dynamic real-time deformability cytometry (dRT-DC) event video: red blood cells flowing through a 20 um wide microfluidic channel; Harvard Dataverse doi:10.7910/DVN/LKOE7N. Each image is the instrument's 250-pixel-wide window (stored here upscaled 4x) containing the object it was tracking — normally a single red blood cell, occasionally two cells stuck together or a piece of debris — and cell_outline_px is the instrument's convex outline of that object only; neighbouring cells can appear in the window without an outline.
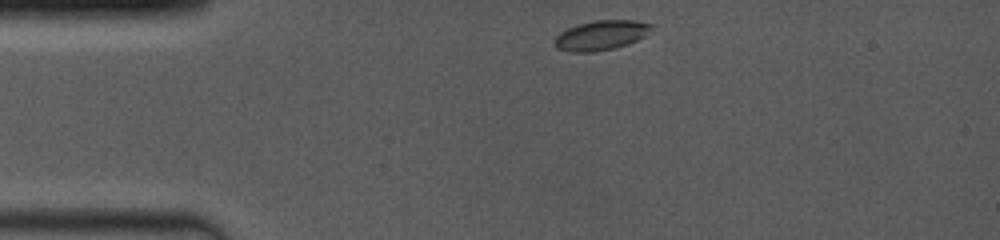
{"species": "common noctule bat (a hibernating species)", "species_latin": "Nyctalus noctula", "temperature_condition": "room temperature", "stored_images_in_passage": 15, "camera_frame_rate_fps": 4000, "um_per_image_px": 0.085, "animal": {"sex": "female", "body_mass_g": 19.0, "forearm_length_mm": 53.3}, "frame": {"image": 1, "passage_image": 1, "time_ms": 0.0, "image_size_px": [1000, 240], "cell_outline_px": [[656, 24], [644, 36], [628, 44], [612, 48], [592, 52], [572, 52], [556, 48], [552, 44], [552, 40], [560, 32], [568, 28], [580, 24], [596, 20], [632, 20]], "centroid_in_image_um": [51.06, 3.0], "position_along_channel_um": 33.9, "area_um2": 16.76}}
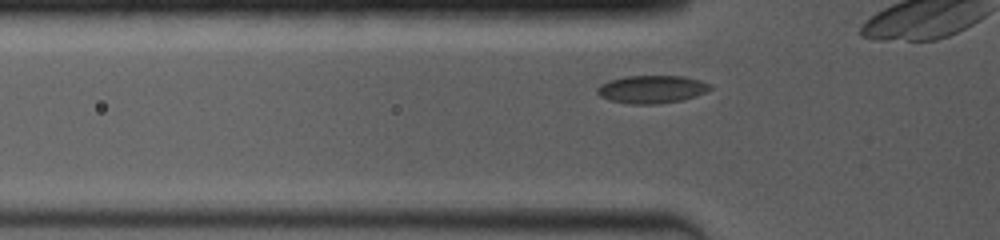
{"frame": {"image": 2, "passage_image": 8, "time_ms": 2.0, "image_size_px": [1000, 240], "cell_outline_px": [[712, 88], [696, 96], [680, 100], [656, 104], [632, 104], [608, 100], [600, 96], [596, 92], [596, 88], [600, 84], [608, 80], [624, 76], [684, 76], [700, 80], [712, 84]], "centroid_in_image_um": [55.37, 7.58], "position_along_channel_um": 70.4, "area_um2": 18.44}}
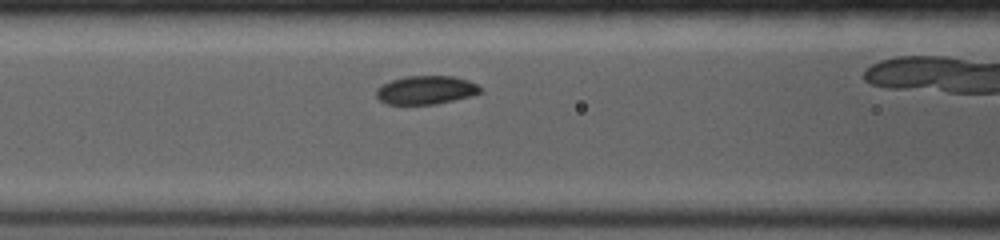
{"frame": {"image": 3, "passage_image": 13, "time_ms": 3.5, "image_size_px": [1000, 240], "cell_outline_px": [[484, 92], [472, 96], [436, 104], [388, 104], [380, 100], [376, 96], [376, 88], [392, 80], [404, 76], [452, 76], [468, 80], [484, 88]], "centroid_in_image_um": [36.26, 7.65], "position_along_channel_um": 130.3, "area_um2": 17.4}}